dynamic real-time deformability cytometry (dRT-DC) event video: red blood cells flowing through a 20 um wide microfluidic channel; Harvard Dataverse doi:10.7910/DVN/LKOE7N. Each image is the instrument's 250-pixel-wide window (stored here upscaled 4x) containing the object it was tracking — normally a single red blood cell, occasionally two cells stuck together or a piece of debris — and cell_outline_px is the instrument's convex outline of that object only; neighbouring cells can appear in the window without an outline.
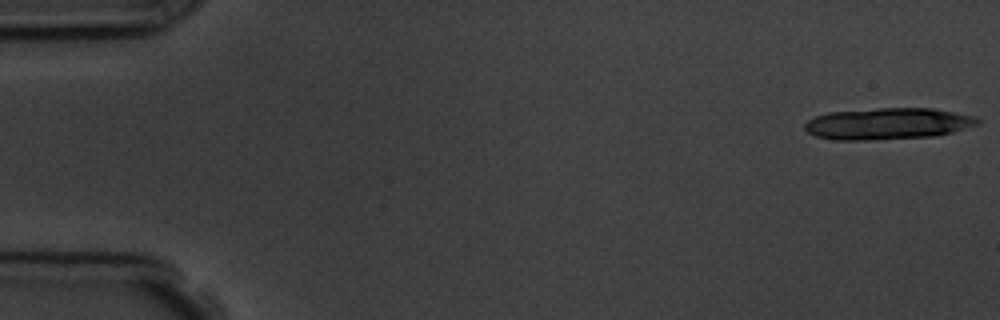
{"species": "common noctule bat (a hibernating species)", "species_latin": "Nyctalus noctula", "temperature_condition": "room temperature", "stored_images_in_passage": 7, "camera_frame_rate_fps": 3000, "um_per_image_px": 0.085, "animal": {"sex": "male", "body_mass_g": 19.5, "forearm_length_mm": 54.6}, "frame": {"image": 1, "passage_image": 1, "time_ms": 0.0, "image_size_px": [1000, 320], "cell_outline_px": [[980, 120], [976, 124], [952, 132], [932, 136], [864, 140], [836, 140], [816, 136], [808, 132], [804, 128], [804, 124], [808, 120], [816, 116], [828, 112], [876, 108], [932, 108], [972, 116]], "centroid_in_image_um": [75.39, 10.51], "position_along_channel_um": 9.6, "area_um2": 31.39}}
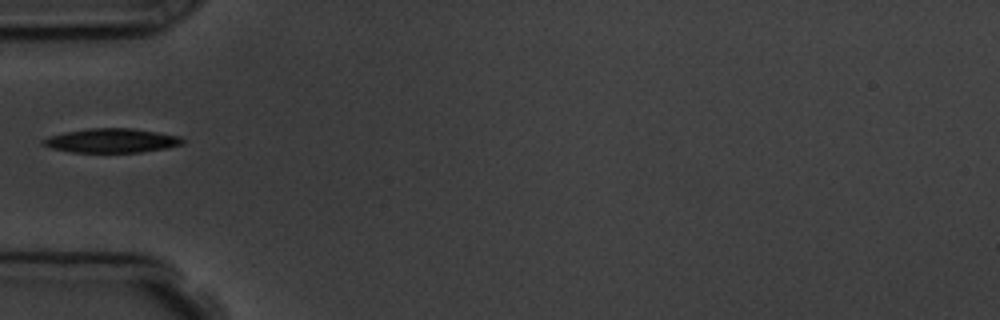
{"frame": {"image": 2, "passage_image": 6, "time_ms": 5.667, "image_size_px": [1000, 320], "cell_outline_px": [[184, 144], [164, 148], [140, 152], [72, 152], [52, 148], [40, 144], [40, 140], [48, 136], [64, 132], [88, 128], [132, 128], [180, 136], [184, 140]], "centroid_in_image_um": [9.44, 11.94], "position_along_channel_um": 75.6, "area_um2": 19.65}}